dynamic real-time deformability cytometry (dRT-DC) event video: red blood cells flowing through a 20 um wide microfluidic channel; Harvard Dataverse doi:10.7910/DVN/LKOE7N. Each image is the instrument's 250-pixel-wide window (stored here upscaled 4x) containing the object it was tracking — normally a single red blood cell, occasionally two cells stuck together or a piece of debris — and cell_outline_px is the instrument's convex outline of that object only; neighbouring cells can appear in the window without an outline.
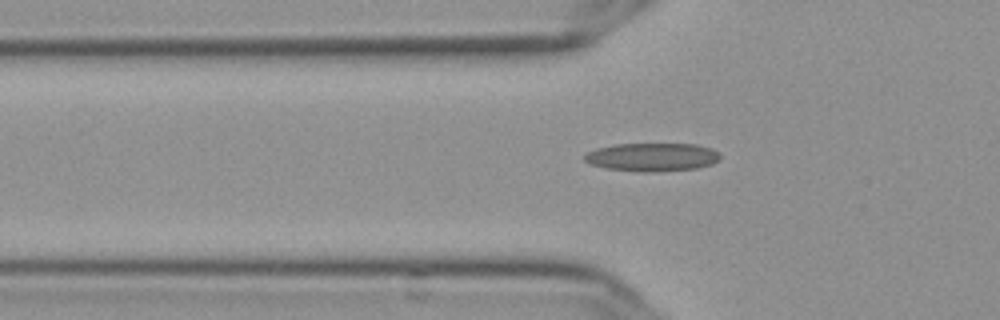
{"species": "Egyptian fruit bat (a non-hibernating species)", "species_latin": "Rousettus aegyptiacus", "temperature_condition": "cold", "stored_images_in_passage": 56, "camera_frame_rate_fps": 3000, "um_per_image_px": 0.085, "frame": {"image": 1, "passage_image": 19, "time_ms": 6.0, "image_size_px": [1000, 320], "cell_outline_px": [[720, 160], [712, 164], [696, 168], [652, 172], [644, 172], [608, 168], [592, 164], [584, 160], [584, 156], [588, 152], [596, 148], [616, 144], [696, 144], [712, 148], [720, 156]], "centroid_in_image_um": [55.46, 13.34], "position_along_channel_um": 70.3, "area_um2": 22.2}}
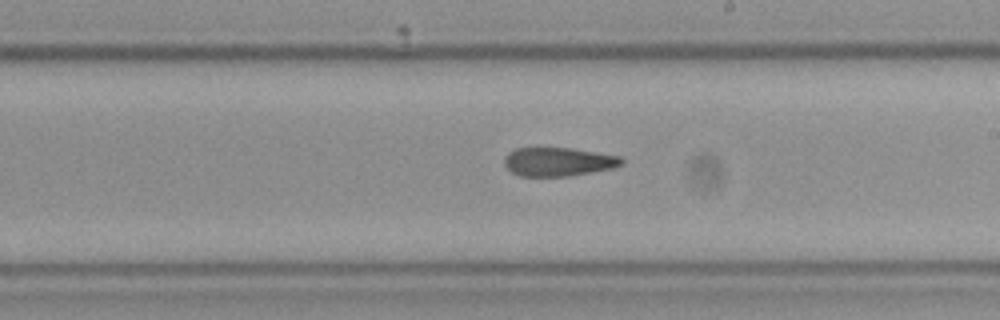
{"frame": {"image": 2, "passage_image": 33, "time_ms": 10.667, "image_size_px": [1000, 320], "cell_outline_px": [[624, 164], [612, 168], [568, 176], [520, 176], [512, 172], [504, 164], [504, 156], [508, 152], [516, 148], [572, 148], [620, 156], [624, 160]], "centroid_in_image_um": [47.45, 13.74], "position_along_channel_um": 241.6, "area_um2": 19.59}}
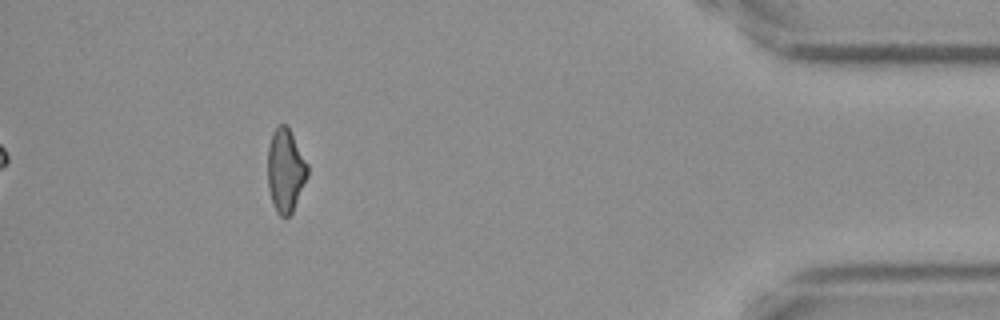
{"frame": {"image": 3, "passage_image": 51, "time_ms": 16.667, "image_size_px": [1000, 320], "cell_outline_px": [[308, 176], [292, 212], [288, 216], [280, 216], [276, 212], [272, 204], [268, 188], [268, 148], [272, 132], [280, 124], [288, 124], [308, 164]], "centroid_in_image_um": [24.27, 14.47], "position_along_channel_um": 410.9, "area_um2": 19.54}}